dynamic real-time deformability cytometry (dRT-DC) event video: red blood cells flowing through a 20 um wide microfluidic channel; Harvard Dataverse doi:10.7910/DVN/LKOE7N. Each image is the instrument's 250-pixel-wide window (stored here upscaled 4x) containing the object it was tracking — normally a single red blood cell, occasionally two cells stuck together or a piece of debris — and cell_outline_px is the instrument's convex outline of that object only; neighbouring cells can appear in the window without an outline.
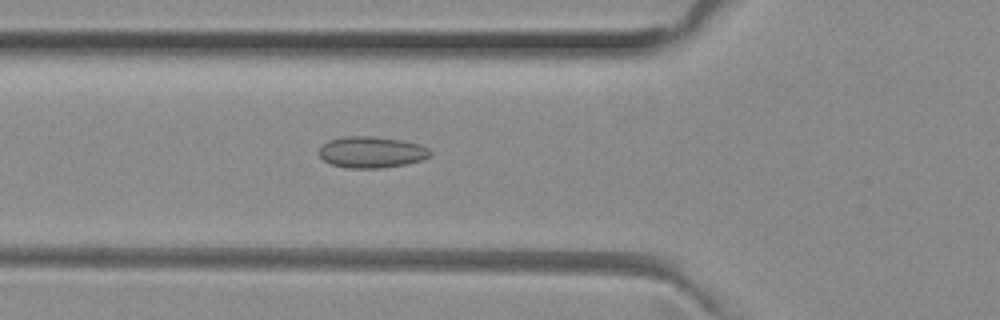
{"species": "common noctule bat (a hibernating species)", "species_latin": "Nyctalus noctula", "temperature_condition": "room temperature", "stored_images_in_passage": 48, "camera_frame_rate_fps": 3000, "um_per_image_px": 0.085, "animal": {"sex": "female", "body_mass_g": 29.2, "forearm_length_mm": 56.3}, "frame": {"image": 1, "passage_image": 15, "time_ms": 4.667, "image_size_px": [1000, 320], "cell_outline_px": [[432, 156], [420, 160], [404, 164], [380, 168], [348, 168], [332, 164], [324, 160], [320, 156], [320, 148], [328, 140], [344, 136], [372, 136], [404, 140], [420, 144], [428, 148], [432, 152]], "centroid_in_image_um": [31.61, 12.92], "position_along_channel_um": 94.2, "area_um2": 20.29}}
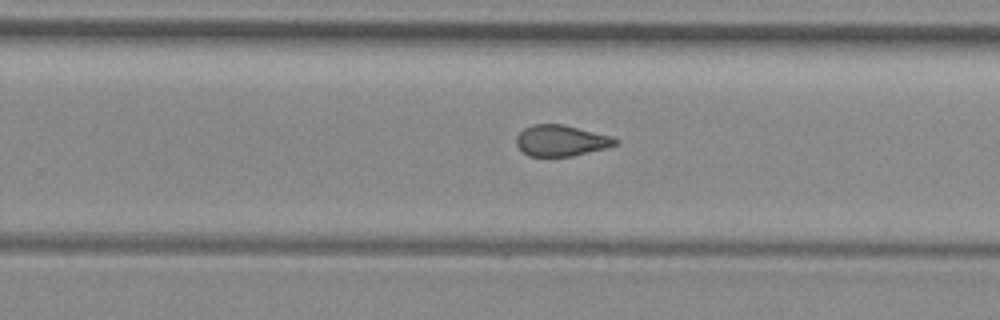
{"frame": {"image": 2, "passage_image": 29, "time_ms": 9.333, "image_size_px": [1000, 320], "cell_outline_px": [[620, 140], [616, 144], [604, 148], [572, 156], [528, 156], [516, 144], [516, 136], [524, 128], [532, 124], [564, 124], [612, 136]], "centroid_in_image_um": [47.68, 11.94], "position_along_channel_um": 282.1, "area_um2": 17.86}}
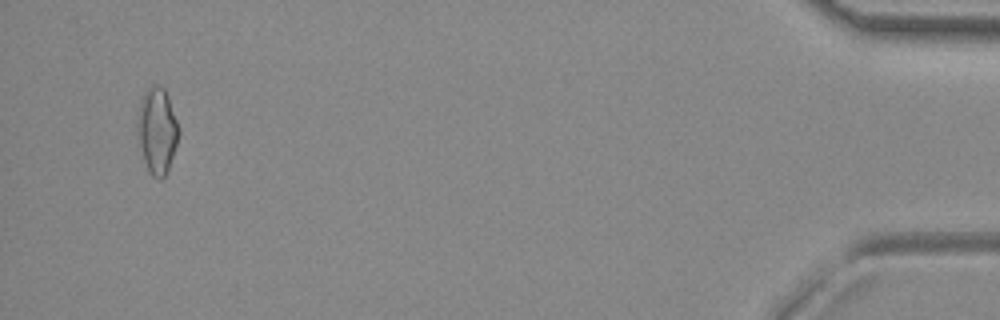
{"frame": {"image": 3, "passage_image": 46, "time_ms": 15.0, "image_size_px": [1000, 320], "cell_outline_px": [[180, 132], [168, 168], [164, 176], [160, 180], [152, 176], [144, 160], [136, 136], [136, 124], [140, 104], [144, 92], [152, 84], [156, 84], [164, 88], [168, 96], [180, 128]], "centroid_in_image_um": [13.34, 11.07], "position_along_channel_um": 421.9, "area_um2": 20.69}, "authors_computed_cell_mechanics": {"area_um2": 18.8428, "velocity_mm_per_s": 4.0268, "shape_relaxation_time_tau1_ms": null, "shape_relaxation_time_tau2_ms": 1.4933, "deformation_change_tau1": null, "deformation_change_tau2": 0.0739}}